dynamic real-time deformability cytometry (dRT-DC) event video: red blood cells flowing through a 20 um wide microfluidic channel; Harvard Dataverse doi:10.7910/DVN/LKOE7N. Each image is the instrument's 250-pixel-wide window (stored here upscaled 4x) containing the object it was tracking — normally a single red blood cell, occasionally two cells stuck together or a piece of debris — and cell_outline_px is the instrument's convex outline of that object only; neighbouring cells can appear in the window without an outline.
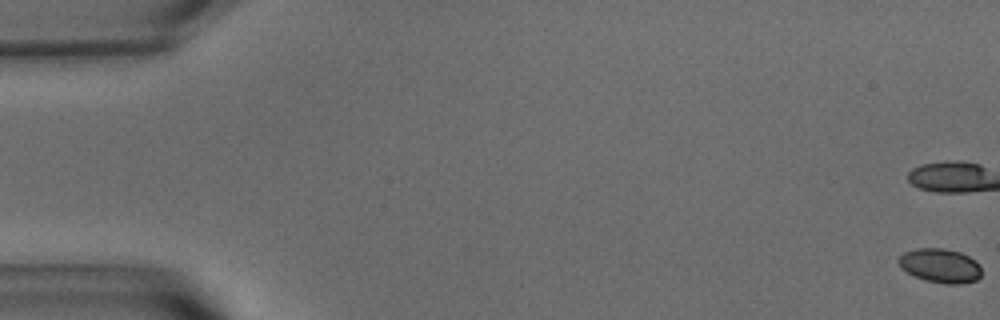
{"species": "common noctule bat (a hibernating species)", "species_latin": "Nyctalus noctula", "temperature_condition": "warm", "stored_images_in_passage": 57, "camera_frame_rate_fps": 3000, "um_per_image_px": 0.085, "animal": {"sex": "male", "body_mass_g": 15.6}, "frame": {"image": 1, "passage_image": 1, "time_ms": 0.0, "image_size_px": [1000, 320], "cell_outline_px": [[980, 276], [976, 280], [960, 284], [948, 284], [924, 280], [900, 268], [896, 260], [904, 252], [916, 248], [944, 248], [960, 252], [976, 260], [980, 264]], "centroid_in_image_um": [79.9, 22.57], "position_along_channel_um": 5.1, "area_um2": 16.59}}